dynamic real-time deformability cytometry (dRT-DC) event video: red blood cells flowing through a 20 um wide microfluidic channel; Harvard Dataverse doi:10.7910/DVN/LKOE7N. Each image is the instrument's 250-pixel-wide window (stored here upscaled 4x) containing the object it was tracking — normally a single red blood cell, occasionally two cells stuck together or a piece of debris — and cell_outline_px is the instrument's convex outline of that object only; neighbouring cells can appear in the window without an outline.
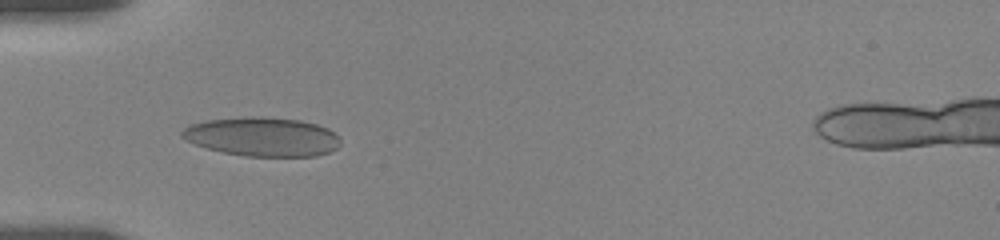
{"species": "human", "species_latin": "Homo sapiens", "temperature_condition": "room temperature", "stored_images_in_passage": 23, "camera_frame_rate_fps": 3000, "um_per_image_px": 0.085, "donor": {"sex": "female"}, "frame": {"image": 1, "passage_image": 8, "time_ms": 5.0, "image_size_px": [1000, 240], "cell_outline_px": [[340, 144], [336, 148], [328, 152], [316, 156], [244, 156], [224, 152], [208, 148], [196, 144], [180, 136], [180, 132], [184, 128], [192, 124], [208, 120], [252, 116], [264, 116], [300, 120], [316, 124], [328, 128], [340, 140]], "centroid_in_image_um": [22.3, 11.61], "position_along_channel_um": 62.7, "area_um2": 35.78}}
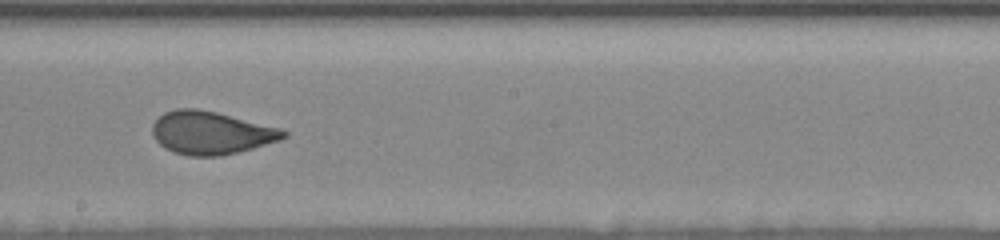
{"frame": {"image": 2, "passage_image": 14, "time_ms": 9.667, "image_size_px": [1000, 240], "cell_outline_px": [[288, 136], [280, 140], [252, 148], [220, 156], [188, 156], [172, 152], [164, 148], [152, 136], [152, 124], [164, 112], [176, 108], [196, 108], [216, 112], [280, 128], [288, 132]], "centroid_in_image_um": [17.91, 11.29], "position_along_channel_um": 230.3, "area_um2": 32.83}}
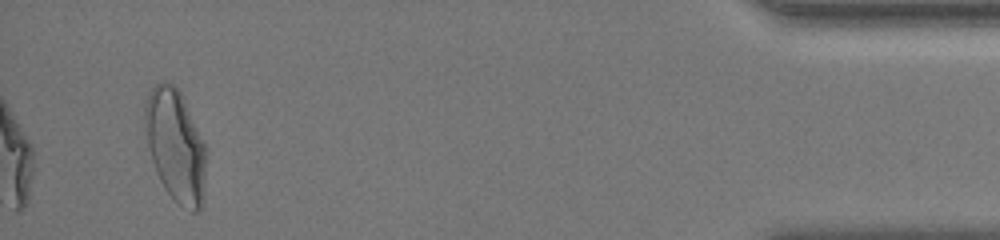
{"frame": {"image": 3, "passage_image": 23, "time_ms": 16.667, "image_size_px": [1000, 240], "cell_outline_px": [[204, 192], [200, 208], [196, 212], [192, 212], [180, 204], [164, 188], [156, 172], [152, 160], [148, 144], [144, 120], [144, 104], [152, 88], [160, 80], [164, 80], [172, 84], [180, 92], [184, 100], [204, 144]], "centroid_in_image_um": [14.89, 12.34], "position_along_channel_um": 420.3, "area_um2": 39.13}, "authors_computed_cell_mechanics": {"area_um2": 34.5644, "velocity_mm_per_s": 3.6717, "shape_relaxation_time_tau1_ms": 7.4123, "shape_relaxation_time_tau2_ms": 0.7255, "deformation_change_tau1": 0.1946, "deformation_change_tau2": 0.0634}}